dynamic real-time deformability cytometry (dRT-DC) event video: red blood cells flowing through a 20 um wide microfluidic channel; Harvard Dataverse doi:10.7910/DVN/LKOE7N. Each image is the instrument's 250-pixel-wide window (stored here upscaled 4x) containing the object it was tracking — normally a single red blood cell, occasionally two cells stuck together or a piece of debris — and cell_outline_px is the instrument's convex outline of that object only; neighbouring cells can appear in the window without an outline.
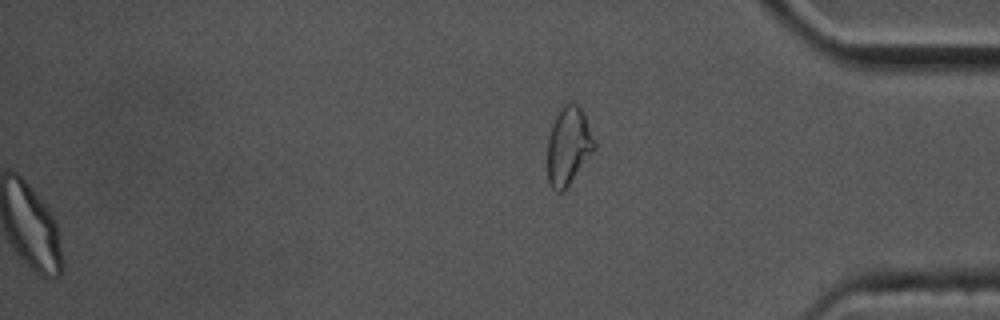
{"species": "common noctule bat (a hibernating species)", "species_latin": "Nyctalus noctula", "temperature_condition": "cold", "stored_images_in_passage": 42, "segment_of_instrument_passage": [2, 2], "camera_frame_rate_fps": 3000, "um_per_image_px": 0.085, "animal": {"sex": "male", "body_mass_g": 17.5, "forearm_length_mm": 52.3}, "frame": {"image": 1, "passage_image": 42, "time_ms": 13.667, "image_size_px": [1000, 320], "cell_outline_px": [[596, 148], [564, 192], [556, 192], [552, 188], [548, 180], [548, 136], [556, 112], [564, 104], [576, 104], [584, 112], [596, 140]], "centroid_in_image_um": [48.33, 12.41], "position_along_channel_um": 386.9, "area_um2": 21.62}}